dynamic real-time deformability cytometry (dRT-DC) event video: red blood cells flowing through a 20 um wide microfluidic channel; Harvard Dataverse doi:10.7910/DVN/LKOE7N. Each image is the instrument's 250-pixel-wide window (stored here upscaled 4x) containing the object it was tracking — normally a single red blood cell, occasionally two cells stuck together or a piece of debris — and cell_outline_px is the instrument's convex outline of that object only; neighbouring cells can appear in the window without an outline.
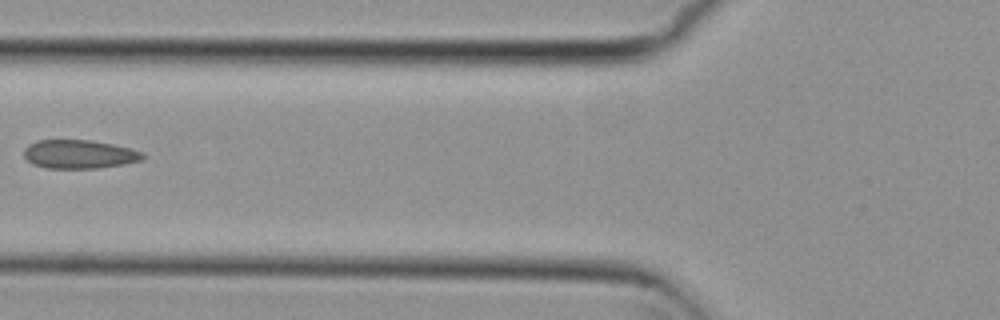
{"species": "common noctule bat (a hibernating species)", "species_latin": "Nyctalus noctula", "temperature_condition": "cold", "stored_images_in_passage": 6, "camera_frame_rate_fps": 3000, "um_per_image_px": 0.085, "animal": {"sex": "female", "body_mass_g": 29.2, "forearm_length_mm": 56.3}, "frame": {"image": 1, "passage_image": 6, "time_ms": 1.667, "image_size_px": [1000, 320], "cell_outline_px": [[144, 156], [140, 160], [124, 164], [96, 168], [44, 168], [32, 164], [24, 156], [24, 148], [28, 144], [36, 140], [92, 140], [132, 148], [144, 152]], "centroid_in_image_um": [6.72, 13.1], "position_along_channel_um": 119.1, "area_um2": 19.94}}